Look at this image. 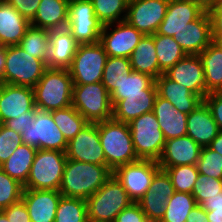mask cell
Listing matches in <instances>:
<instances>
[{"instance_id":"obj_1","label":"cell","mask_w":222,"mask_h":222,"mask_svg":"<svg viewBox=\"0 0 222 222\" xmlns=\"http://www.w3.org/2000/svg\"><path fill=\"white\" fill-rule=\"evenodd\" d=\"M113 175L107 165L67 159L59 192L64 197L88 199Z\"/></svg>"},{"instance_id":"obj_2","label":"cell","mask_w":222,"mask_h":222,"mask_svg":"<svg viewBox=\"0 0 222 222\" xmlns=\"http://www.w3.org/2000/svg\"><path fill=\"white\" fill-rule=\"evenodd\" d=\"M106 158V165L116 167L140 160L134 149L128 123L112 119L96 122Z\"/></svg>"},{"instance_id":"obj_3","label":"cell","mask_w":222,"mask_h":222,"mask_svg":"<svg viewBox=\"0 0 222 222\" xmlns=\"http://www.w3.org/2000/svg\"><path fill=\"white\" fill-rule=\"evenodd\" d=\"M73 85L68 69L47 68L33 87L35 107L50 112L71 106Z\"/></svg>"},{"instance_id":"obj_4","label":"cell","mask_w":222,"mask_h":222,"mask_svg":"<svg viewBox=\"0 0 222 222\" xmlns=\"http://www.w3.org/2000/svg\"><path fill=\"white\" fill-rule=\"evenodd\" d=\"M133 201L122 184L112 175L86 199L89 222H114L116 216Z\"/></svg>"},{"instance_id":"obj_5","label":"cell","mask_w":222,"mask_h":222,"mask_svg":"<svg viewBox=\"0 0 222 222\" xmlns=\"http://www.w3.org/2000/svg\"><path fill=\"white\" fill-rule=\"evenodd\" d=\"M66 160L65 152L37 149L24 189L59 191Z\"/></svg>"},{"instance_id":"obj_6","label":"cell","mask_w":222,"mask_h":222,"mask_svg":"<svg viewBox=\"0 0 222 222\" xmlns=\"http://www.w3.org/2000/svg\"><path fill=\"white\" fill-rule=\"evenodd\" d=\"M47 68L43 60L30 56L20 46H6V64L0 83L33 88Z\"/></svg>"},{"instance_id":"obj_7","label":"cell","mask_w":222,"mask_h":222,"mask_svg":"<svg viewBox=\"0 0 222 222\" xmlns=\"http://www.w3.org/2000/svg\"><path fill=\"white\" fill-rule=\"evenodd\" d=\"M128 124L137 157L158 161L166 139L153 111L142 114Z\"/></svg>"},{"instance_id":"obj_8","label":"cell","mask_w":222,"mask_h":222,"mask_svg":"<svg viewBox=\"0 0 222 222\" xmlns=\"http://www.w3.org/2000/svg\"><path fill=\"white\" fill-rule=\"evenodd\" d=\"M72 106L88 122H100L113 118L110 94L102 82L73 85Z\"/></svg>"},{"instance_id":"obj_9","label":"cell","mask_w":222,"mask_h":222,"mask_svg":"<svg viewBox=\"0 0 222 222\" xmlns=\"http://www.w3.org/2000/svg\"><path fill=\"white\" fill-rule=\"evenodd\" d=\"M108 55L100 42L78 45L68 68L74 85L101 82Z\"/></svg>"},{"instance_id":"obj_10","label":"cell","mask_w":222,"mask_h":222,"mask_svg":"<svg viewBox=\"0 0 222 222\" xmlns=\"http://www.w3.org/2000/svg\"><path fill=\"white\" fill-rule=\"evenodd\" d=\"M23 144L36 149L65 152L67 141L52 118L51 112L36 110L34 121L21 132Z\"/></svg>"},{"instance_id":"obj_11","label":"cell","mask_w":222,"mask_h":222,"mask_svg":"<svg viewBox=\"0 0 222 222\" xmlns=\"http://www.w3.org/2000/svg\"><path fill=\"white\" fill-rule=\"evenodd\" d=\"M67 28L79 45L99 42L103 24L95 16L91 0H69Z\"/></svg>"},{"instance_id":"obj_12","label":"cell","mask_w":222,"mask_h":222,"mask_svg":"<svg viewBox=\"0 0 222 222\" xmlns=\"http://www.w3.org/2000/svg\"><path fill=\"white\" fill-rule=\"evenodd\" d=\"M158 161L138 160L113 170V176L122 184L129 198L138 202L150 189L154 175L160 170Z\"/></svg>"},{"instance_id":"obj_13","label":"cell","mask_w":222,"mask_h":222,"mask_svg":"<svg viewBox=\"0 0 222 222\" xmlns=\"http://www.w3.org/2000/svg\"><path fill=\"white\" fill-rule=\"evenodd\" d=\"M143 36L126 21H121L104 25L99 42L109 57L129 58Z\"/></svg>"},{"instance_id":"obj_14","label":"cell","mask_w":222,"mask_h":222,"mask_svg":"<svg viewBox=\"0 0 222 222\" xmlns=\"http://www.w3.org/2000/svg\"><path fill=\"white\" fill-rule=\"evenodd\" d=\"M170 0H129L125 21L144 35L156 33Z\"/></svg>"},{"instance_id":"obj_15","label":"cell","mask_w":222,"mask_h":222,"mask_svg":"<svg viewBox=\"0 0 222 222\" xmlns=\"http://www.w3.org/2000/svg\"><path fill=\"white\" fill-rule=\"evenodd\" d=\"M65 154L70 160L106 165L96 122H89L74 138L67 142Z\"/></svg>"},{"instance_id":"obj_16","label":"cell","mask_w":222,"mask_h":222,"mask_svg":"<svg viewBox=\"0 0 222 222\" xmlns=\"http://www.w3.org/2000/svg\"><path fill=\"white\" fill-rule=\"evenodd\" d=\"M206 10L207 6L197 0H170L156 34L173 37L189 22L198 19Z\"/></svg>"},{"instance_id":"obj_17","label":"cell","mask_w":222,"mask_h":222,"mask_svg":"<svg viewBox=\"0 0 222 222\" xmlns=\"http://www.w3.org/2000/svg\"><path fill=\"white\" fill-rule=\"evenodd\" d=\"M34 108L32 87L0 83V124L19 116H28V111Z\"/></svg>"},{"instance_id":"obj_18","label":"cell","mask_w":222,"mask_h":222,"mask_svg":"<svg viewBox=\"0 0 222 222\" xmlns=\"http://www.w3.org/2000/svg\"><path fill=\"white\" fill-rule=\"evenodd\" d=\"M164 74L202 100L206 96L204 68L199 55H186Z\"/></svg>"},{"instance_id":"obj_19","label":"cell","mask_w":222,"mask_h":222,"mask_svg":"<svg viewBox=\"0 0 222 222\" xmlns=\"http://www.w3.org/2000/svg\"><path fill=\"white\" fill-rule=\"evenodd\" d=\"M186 55H199L213 41L211 19L206 10L198 19L189 22L173 36Z\"/></svg>"},{"instance_id":"obj_20","label":"cell","mask_w":222,"mask_h":222,"mask_svg":"<svg viewBox=\"0 0 222 222\" xmlns=\"http://www.w3.org/2000/svg\"><path fill=\"white\" fill-rule=\"evenodd\" d=\"M63 195L56 190L24 189V202L31 222H54L57 206Z\"/></svg>"},{"instance_id":"obj_21","label":"cell","mask_w":222,"mask_h":222,"mask_svg":"<svg viewBox=\"0 0 222 222\" xmlns=\"http://www.w3.org/2000/svg\"><path fill=\"white\" fill-rule=\"evenodd\" d=\"M201 150L202 147L187 135L166 140L158 165L160 167L196 165Z\"/></svg>"},{"instance_id":"obj_22","label":"cell","mask_w":222,"mask_h":222,"mask_svg":"<svg viewBox=\"0 0 222 222\" xmlns=\"http://www.w3.org/2000/svg\"><path fill=\"white\" fill-rule=\"evenodd\" d=\"M153 113L166 140L187 135L188 115L178 111L167 99L158 94L154 101Z\"/></svg>"},{"instance_id":"obj_23","label":"cell","mask_w":222,"mask_h":222,"mask_svg":"<svg viewBox=\"0 0 222 222\" xmlns=\"http://www.w3.org/2000/svg\"><path fill=\"white\" fill-rule=\"evenodd\" d=\"M49 38L50 52L46 63L47 67L68 69L79 44L67 27L50 30Z\"/></svg>"},{"instance_id":"obj_24","label":"cell","mask_w":222,"mask_h":222,"mask_svg":"<svg viewBox=\"0 0 222 222\" xmlns=\"http://www.w3.org/2000/svg\"><path fill=\"white\" fill-rule=\"evenodd\" d=\"M219 131L217 123L204 101L188 114L187 136L201 147H208Z\"/></svg>"},{"instance_id":"obj_25","label":"cell","mask_w":222,"mask_h":222,"mask_svg":"<svg viewBox=\"0 0 222 222\" xmlns=\"http://www.w3.org/2000/svg\"><path fill=\"white\" fill-rule=\"evenodd\" d=\"M157 94L167 99L178 111L187 115L198 107L203 100L187 88L161 74L155 79Z\"/></svg>"},{"instance_id":"obj_26","label":"cell","mask_w":222,"mask_h":222,"mask_svg":"<svg viewBox=\"0 0 222 222\" xmlns=\"http://www.w3.org/2000/svg\"><path fill=\"white\" fill-rule=\"evenodd\" d=\"M30 25L12 5L0 0V46L18 45Z\"/></svg>"},{"instance_id":"obj_27","label":"cell","mask_w":222,"mask_h":222,"mask_svg":"<svg viewBox=\"0 0 222 222\" xmlns=\"http://www.w3.org/2000/svg\"><path fill=\"white\" fill-rule=\"evenodd\" d=\"M69 0H41L32 26L47 30L67 27Z\"/></svg>"},{"instance_id":"obj_28","label":"cell","mask_w":222,"mask_h":222,"mask_svg":"<svg viewBox=\"0 0 222 222\" xmlns=\"http://www.w3.org/2000/svg\"><path fill=\"white\" fill-rule=\"evenodd\" d=\"M204 68L206 95L222 91V46L212 41L199 54Z\"/></svg>"},{"instance_id":"obj_29","label":"cell","mask_w":222,"mask_h":222,"mask_svg":"<svg viewBox=\"0 0 222 222\" xmlns=\"http://www.w3.org/2000/svg\"><path fill=\"white\" fill-rule=\"evenodd\" d=\"M131 68L154 79L160 76L154 37L144 35L129 57Z\"/></svg>"},{"instance_id":"obj_30","label":"cell","mask_w":222,"mask_h":222,"mask_svg":"<svg viewBox=\"0 0 222 222\" xmlns=\"http://www.w3.org/2000/svg\"><path fill=\"white\" fill-rule=\"evenodd\" d=\"M157 94L123 95L113 107V119L119 122L130 123L144 113L153 111Z\"/></svg>"},{"instance_id":"obj_31","label":"cell","mask_w":222,"mask_h":222,"mask_svg":"<svg viewBox=\"0 0 222 222\" xmlns=\"http://www.w3.org/2000/svg\"><path fill=\"white\" fill-rule=\"evenodd\" d=\"M37 149L27 144H21L13 154L0 166L11 178L21 184L27 182Z\"/></svg>"},{"instance_id":"obj_32","label":"cell","mask_w":222,"mask_h":222,"mask_svg":"<svg viewBox=\"0 0 222 222\" xmlns=\"http://www.w3.org/2000/svg\"><path fill=\"white\" fill-rule=\"evenodd\" d=\"M157 94L155 79L147 74L132 71L123 82L110 94L111 104L114 107L123 95Z\"/></svg>"},{"instance_id":"obj_33","label":"cell","mask_w":222,"mask_h":222,"mask_svg":"<svg viewBox=\"0 0 222 222\" xmlns=\"http://www.w3.org/2000/svg\"><path fill=\"white\" fill-rule=\"evenodd\" d=\"M50 30L30 25L18 46L30 56L47 63L50 52Z\"/></svg>"},{"instance_id":"obj_34","label":"cell","mask_w":222,"mask_h":222,"mask_svg":"<svg viewBox=\"0 0 222 222\" xmlns=\"http://www.w3.org/2000/svg\"><path fill=\"white\" fill-rule=\"evenodd\" d=\"M152 36L154 37L156 55L161 75L184 58L186 53L173 37L156 33Z\"/></svg>"},{"instance_id":"obj_35","label":"cell","mask_w":222,"mask_h":222,"mask_svg":"<svg viewBox=\"0 0 222 222\" xmlns=\"http://www.w3.org/2000/svg\"><path fill=\"white\" fill-rule=\"evenodd\" d=\"M50 112L67 142L74 138L89 123L72 105Z\"/></svg>"},{"instance_id":"obj_36","label":"cell","mask_w":222,"mask_h":222,"mask_svg":"<svg viewBox=\"0 0 222 222\" xmlns=\"http://www.w3.org/2000/svg\"><path fill=\"white\" fill-rule=\"evenodd\" d=\"M132 71L129 58L108 56L101 82L111 94Z\"/></svg>"},{"instance_id":"obj_37","label":"cell","mask_w":222,"mask_h":222,"mask_svg":"<svg viewBox=\"0 0 222 222\" xmlns=\"http://www.w3.org/2000/svg\"><path fill=\"white\" fill-rule=\"evenodd\" d=\"M197 205L191 193L175 192L166 203V212L160 222H187V216Z\"/></svg>"},{"instance_id":"obj_38","label":"cell","mask_w":222,"mask_h":222,"mask_svg":"<svg viewBox=\"0 0 222 222\" xmlns=\"http://www.w3.org/2000/svg\"><path fill=\"white\" fill-rule=\"evenodd\" d=\"M95 16L104 25L125 21L129 0H91Z\"/></svg>"},{"instance_id":"obj_39","label":"cell","mask_w":222,"mask_h":222,"mask_svg":"<svg viewBox=\"0 0 222 222\" xmlns=\"http://www.w3.org/2000/svg\"><path fill=\"white\" fill-rule=\"evenodd\" d=\"M86 200L62 196L57 206L54 222H87Z\"/></svg>"},{"instance_id":"obj_40","label":"cell","mask_w":222,"mask_h":222,"mask_svg":"<svg viewBox=\"0 0 222 222\" xmlns=\"http://www.w3.org/2000/svg\"><path fill=\"white\" fill-rule=\"evenodd\" d=\"M160 168L170 177L175 192L192 193L194 184L199 175L196 165H181Z\"/></svg>"},{"instance_id":"obj_41","label":"cell","mask_w":222,"mask_h":222,"mask_svg":"<svg viewBox=\"0 0 222 222\" xmlns=\"http://www.w3.org/2000/svg\"><path fill=\"white\" fill-rule=\"evenodd\" d=\"M24 186L0 168V210L22 199Z\"/></svg>"},{"instance_id":"obj_42","label":"cell","mask_w":222,"mask_h":222,"mask_svg":"<svg viewBox=\"0 0 222 222\" xmlns=\"http://www.w3.org/2000/svg\"><path fill=\"white\" fill-rule=\"evenodd\" d=\"M168 200L169 198L166 195L154 194V191L149 189L138 203L145 213L147 220L160 222L165 215Z\"/></svg>"},{"instance_id":"obj_43","label":"cell","mask_w":222,"mask_h":222,"mask_svg":"<svg viewBox=\"0 0 222 222\" xmlns=\"http://www.w3.org/2000/svg\"><path fill=\"white\" fill-rule=\"evenodd\" d=\"M196 166L200 174L222 179V155L209 147H202Z\"/></svg>"},{"instance_id":"obj_44","label":"cell","mask_w":222,"mask_h":222,"mask_svg":"<svg viewBox=\"0 0 222 222\" xmlns=\"http://www.w3.org/2000/svg\"><path fill=\"white\" fill-rule=\"evenodd\" d=\"M221 191L222 179H215L199 173L191 194L194 196L197 205H201L205 199L214 197Z\"/></svg>"},{"instance_id":"obj_45","label":"cell","mask_w":222,"mask_h":222,"mask_svg":"<svg viewBox=\"0 0 222 222\" xmlns=\"http://www.w3.org/2000/svg\"><path fill=\"white\" fill-rule=\"evenodd\" d=\"M23 144L21 134L0 124V166Z\"/></svg>"},{"instance_id":"obj_46","label":"cell","mask_w":222,"mask_h":222,"mask_svg":"<svg viewBox=\"0 0 222 222\" xmlns=\"http://www.w3.org/2000/svg\"><path fill=\"white\" fill-rule=\"evenodd\" d=\"M207 11L211 19L212 40L217 42L222 37V0L210 1Z\"/></svg>"},{"instance_id":"obj_47","label":"cell","mask_w":222,"mask_h":222,"mask_svg":"<svg viewBox=\"0 0 222 222\" xmlns=\"http://www.w3.org/2000/svg\"><path fill=\"white\" fill-rule=\"evenodd\" d=\"M150 189L154 191V194L166 195L168 198L175 193L170 177L162 169L154 175L150 184Z\"/></svg>"},{"instance_id":"obj_48","label":"cell","mask_w":222,"mask_h":222,"mask_svg":"<svg viewBox=\"0 0 222 222\" xmlns=\"http://www.w3.org/2000/svg\"><path fill=\"white\" fill-rule=\"evenodd\" d=\"M12 5L25 19L31 22L38 10L41 0H4Z\"/></svg>"},{"instance_id":"obj_49","label":"cell","mask_w":222,"mask_h":222,"mask_svg":"<svg viewBox=\"0 0 222 222\" xmlns=\"http://www.w3.org/2000/svg\"><path fill=\"white\" fill-rule=\"evenodd\" d=\"M147 217L138 202L131 203L124 208L115 218L114 222H145Z\"/></svg>"},{"instance_id":"obj_50","label":"cell","mask_w":222,"mask_h":222,"mask_svg":"<svg viewBox=\"0 0 222 222\" xmlns=\"http://www.w3.org/2000/svg\"><path fill=\"white\" fill-rule=\"evenodd\" d=\"M203 101L209 107L219 130L222 131V92L209 93Z\"/></svg>"},{"instance_id":"obj_51","label":"cell","mask_w":222,"mask_h":222,"mask_svg":"<svg viewBox=\"0 0 222 222\" xmlns=\"http://www.w3.org/2000/svg\"><path fill=\"white\" fill-rule=\"evenodd\" d=\"M1 211L6 215L9 222H31L28 210L22 200Z\"/></svg>"},{"instance_id":"obj_52","label":"cell","mask_w":222,"mask_h":222,"mask_svg":"<svg viewBox=\"0 0 222 222\" xmlns=\"http://www.w3.org/2000/svg\"><path fill=\"white\" fill-rule=\"evenodd\" d=\"M36 110L37 108L35 107L32 111H28V116H19L17 118L10 119L6 121L4 125L21 134L22 129L27 128L34 121Z\"/></svg>"},{"instance_id":"obj_53","label":"cell","mask_w":222,"mask_h":222,"mask_svg":"<svg viewBox=\"0 0 222 222\" xmlns=\"http://www.w3.org/2000/svg\"><path fill=\"white\" fill-rule=\"evenodd\" d=\"M206 211H222V191L214 197H209L201 204Z\"/></svg>"},{"instance_id":"obj_54","label":"cell","mask_w":222,"mask_h":222,"mask_svg":"<svg viewBox=\"0 0 222 222\" xmlns=\"http://www.w3.org/2000/svg\"><path fill=\"white\" fill-rule=\"evenodd\" d=\"M187 222H209L206 210L201 205H196L187 216Z\"/></svg>"},{"instance_id":"obj_55","label":"cell","mask_w":222,"mask_h":222,"mask_svg":"<svg viewBox=\"0 0 222 222\" xmlns=\"http://www.w3.org/2000/svg\"><path fill=\"white\" fill-rule=\"evenodd\" d=\"M215 152H218L222 155V131L220 130L217 136L211 141L210 145L208 146Z\"/></svg>"},{"instance_id":"obj_56","label":"cell","mask_w":222,"mask_h":222,"mask_svg":"<svg viewBox=\"0 0 222 222\" xmlns=\"http://www.w3.org/2000/svg\"><path fill=\"white\" fill-rule=\"evenodd\" d=\"M6 64V46H0V81L3 79V71Z\"/></svg>"},{"instance_id":"obj_57","label":"cell","mask_w":222,"mask_h":222,"mask_svg":"<svg viewBox=\"0 0 222 222\" xmlns=\"http://www.w3.org/2000/svg\"><path fill=\"white\" fill-rule=\"evenodd\" d=\"M209 222H222V211H206Z\"/></svg>"},{"instance_id":"obj_58","label":"cell","mask_w":222,"mask_h":222,"mask_svg":"<svg viewBox=\"0 0 222 222\" xmlns=\"http://www.w3.org/2000/svg\"><path fill=\"white\" fill-rule=\"evenodd\" d=\"M0 222H9L6 215L0 210Z\"/></svg>"},{"instance_id":"obj_59","label":"cell","mask_w":222,"mask_h":222,"mask_svg":"<svg viewBox=\"0 0 222 222\" xmlns=\"http://www.w3.org/2000/svg\"><path fill=\"white\" fill-rule=\"evenodd\" d=\"M197 1H200V2H203L206 6L209 4L210 0H197Z\"/></svg>"},{"instance_id":"obj_60","label":"cell","mask_w":222,"mask_h":222,"mask_svg":"<svg viewBox=\"0 0 222 222\" xmlns=\"http://www.w3.org/2000/svg\"><path fill=\"white\" fill-rule=\"evenodd\" d=\"M217 42L222 46V37Z\"/></svg>"}]
</instances>
